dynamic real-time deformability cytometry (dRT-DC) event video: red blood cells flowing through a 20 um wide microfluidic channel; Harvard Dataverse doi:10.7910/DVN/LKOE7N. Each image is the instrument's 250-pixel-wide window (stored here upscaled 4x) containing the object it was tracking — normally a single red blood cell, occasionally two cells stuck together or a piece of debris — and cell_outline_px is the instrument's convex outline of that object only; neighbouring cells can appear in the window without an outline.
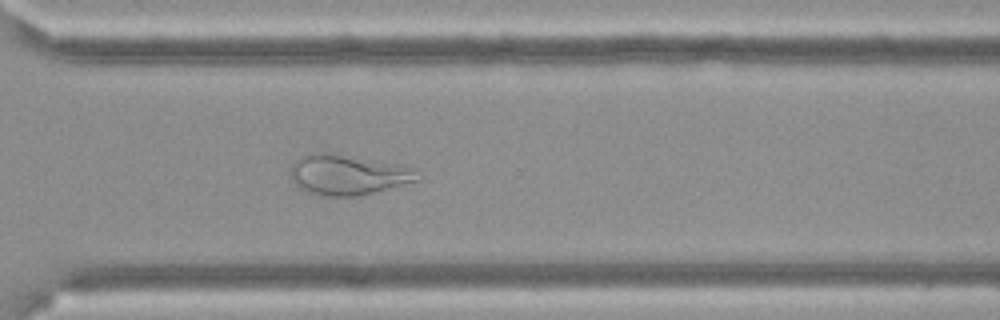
{"species": "Egyptian fruit bat (a non-hibernating species)", "species_latin": "Rousettus aegyptiacus", "temperature_condition": "cold", "stored_images_in_passage": 57, "camera_frame_rate_fps": 3000, "um_per_image_px": 0.085, "frame": {"image": 1, "passage_image": 42, "time_ms": 13.667, "image_size_px": [1000, 320], "cell_outline_px": [[420, 180], [356, 196], [328, 196], [312, 192], [300, 188], [292, 180], [292, 164], [300, 156], [324, 152], [332, 152], [396, 164], [412, 168]], "centroid_in_image_um": [29.55, 14.84], "position_along_channel_um": 341.0, "area_um2": 29.07}}
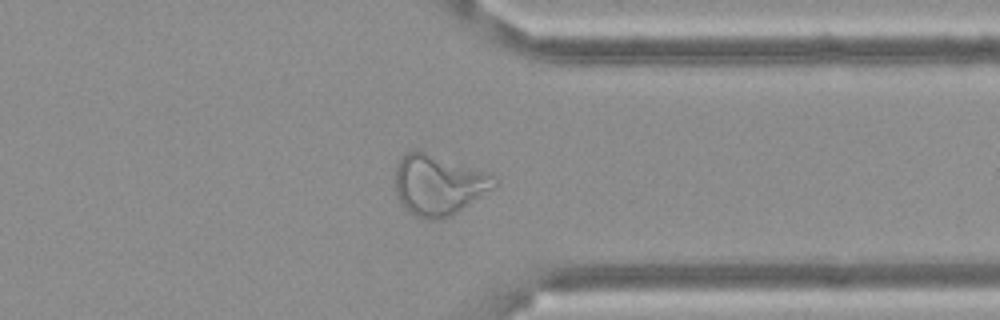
{"frame": {"image": 2, "passage_image": 45, "time_ms": 14.667, "image_size_px": [1000, 320], "cell_outline_px": [[496, 184], [448, 216], [440, 220], [428, 220], [416, 216], [408, 212], [404, 208], [396, 192], [392, 176], [396, 164], [408, 152], [416, 148], [488, 172], [496, 176]], "centroid_in_image_um": [37.17, 15.67], "position_along_channel_um": 374.2, "area_um2": 34.68}}
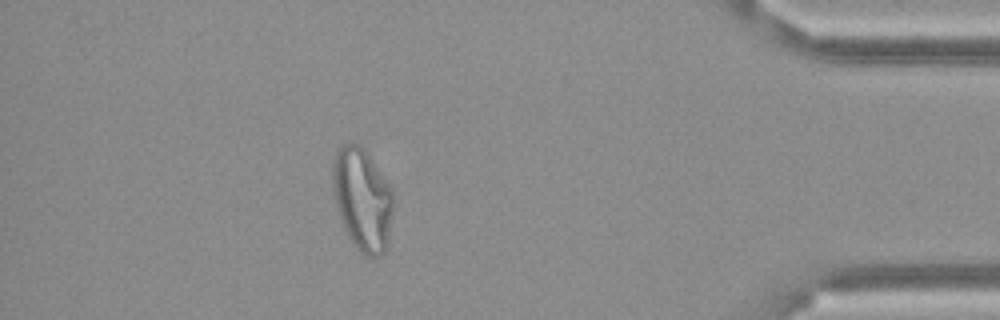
{"frame": {"image": 3, "passage_image": 51, "time_ms": 16.667, "image_size_px": [1000, 320], "cell_outline_px": [[392, 212], [388, 240], [384, 252], [380, 256], [364, 256], [356, 248], [348, 236], [344, 228], [336, 204], [332, 184], [332, 172], [336, 152], [344, 144], [360, 144], [368, 152], [388, 184], [392, 192]], "centroid_in_image_um": [30.79, 16.95], "position_along_channel_um": 404.4, "area_um2": 35.78}}